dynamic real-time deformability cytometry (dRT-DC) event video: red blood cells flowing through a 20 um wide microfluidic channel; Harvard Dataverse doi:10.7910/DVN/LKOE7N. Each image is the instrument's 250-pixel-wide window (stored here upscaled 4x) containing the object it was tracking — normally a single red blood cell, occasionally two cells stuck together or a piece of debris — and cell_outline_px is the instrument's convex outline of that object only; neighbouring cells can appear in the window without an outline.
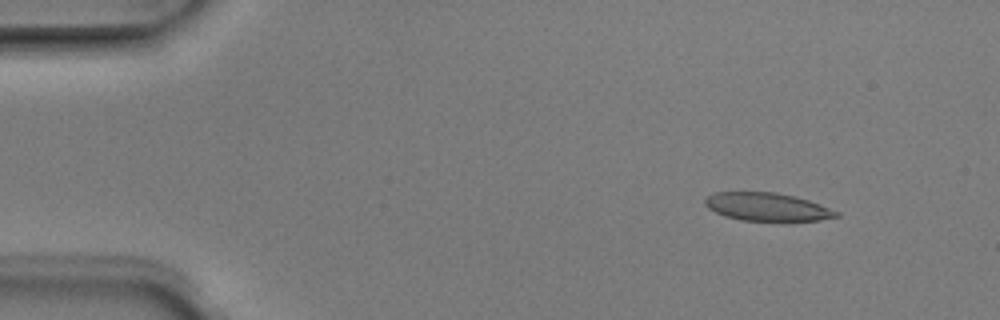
{"species": "Egyptian fruit bat (a non-hibernating species)", "species_latin": "Rousettus aegyptiacus", "temperature_condition": "room temperature", "stored_images_in_passage": 6, "camera_frame_rate_fps": 3000, "um_per_image_px": 0.085, "animal": {"sex": "male"}, "frame": {"image": 1, "passage_image": 2, "time_ms": 0.333, "image_size_px": [1000, 320], "cell_outline_px": [[840, 216], [820, 220], [740, 220], [724, 216], [708, 208], [704, 204], [704, 200], [708, 196], [716, 192], [776, 192], [808, 200], [820, 204], [840, 212]], "centroid_in_image_um": [65.2, 17.58], "position_along_channel_um": 19.8, "area_um2": 21.27}}
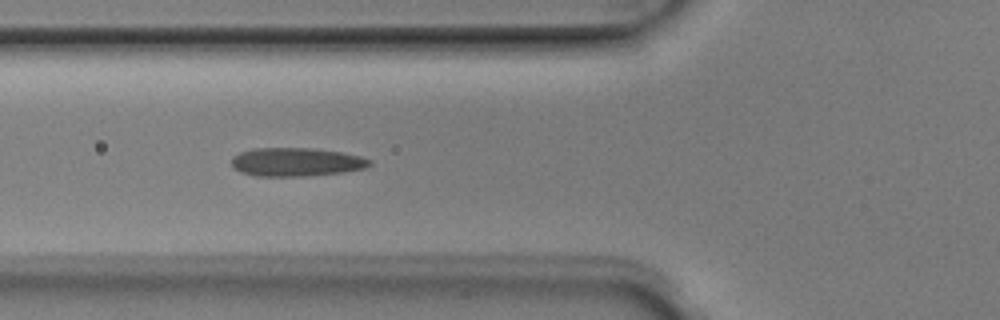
{"frame": {"image": 2, "passage_image": 5, "time_ms": 1.333, "image_size_px": [1000, 320], "cell_outline_px": [[372, 164], [364, 168], [344, 172], [308, 176], [256, 176], [240, 172], [232, 168], [232, 156], [240, 152], [252, 148], [312, 148], [340, 152], [360, 156], [372, 160]], "centroid_in_image_um": [25.15, 13.77], "position_along_channel_um": 100.6, "area_um2": 23.12}}
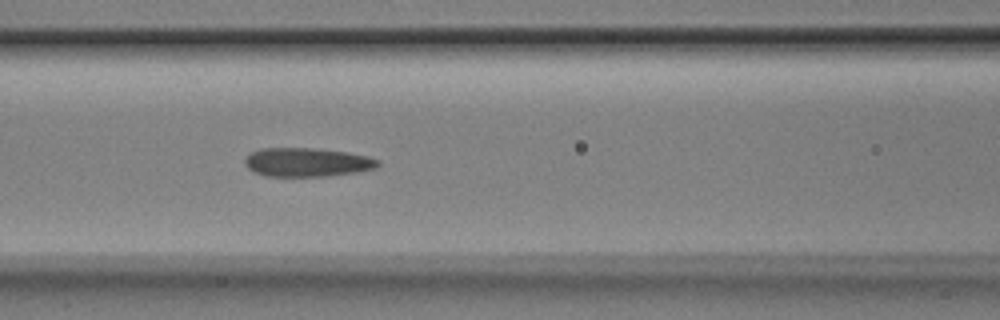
{"frame": {"image": 3, "passage_image": 6, "time_ms": 1.667, "image_size_px": [1000, 320], "cell_outline_px": [[380, 164], [376, 168], [356, 172], [328, 176], [264, 176], [252, 172], [244, 164], [244, 160], [252, 152], [260, 148], [316, 148], [348, 152], [368, 156], [380, 160]], "centroid_in_image_um": [26.1, 13.79], "position_along_channel_um": 140.5, "area_um2": 22.54}}